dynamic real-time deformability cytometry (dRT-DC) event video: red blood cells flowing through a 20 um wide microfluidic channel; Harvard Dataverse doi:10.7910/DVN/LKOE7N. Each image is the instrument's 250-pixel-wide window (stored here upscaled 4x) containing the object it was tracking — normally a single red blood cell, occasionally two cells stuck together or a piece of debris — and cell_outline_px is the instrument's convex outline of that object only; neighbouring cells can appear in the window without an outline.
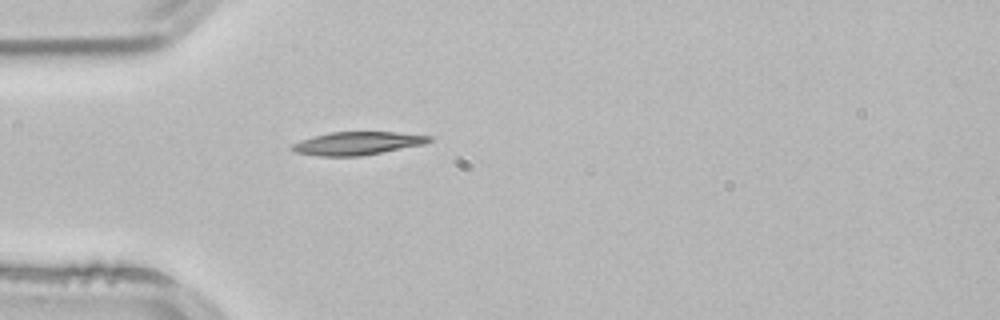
{"species": "common noctule bat (a hibernating species)", "species_latin": "Nyctalus noctula", "temperature_condition": "room temperature", "stored_images_in_passage": 2, "camera_frame_rate_fps": 3000, "um_per_image_px": 0.085, "animal": {"sex": "male", "body_mass_g": 21.5, "forearm_length_mm": 52.0}, "frame": {"image": 1, "passage_image": 2, "time_ms": 0.333, "image_size_px": [1000, 320], "cell_outline_px": [[432, 140], [424, 144], [360, 156], [320, 156], [296, 152], [292, 148], [292, 144], [300, 140], [312, 136], [328, 132], [396, 132], [432, 136]], "centroid_in_image_um": [30.37, 12.17], "position_along_channel_um": 54.6, "area_um2": 18.32}}